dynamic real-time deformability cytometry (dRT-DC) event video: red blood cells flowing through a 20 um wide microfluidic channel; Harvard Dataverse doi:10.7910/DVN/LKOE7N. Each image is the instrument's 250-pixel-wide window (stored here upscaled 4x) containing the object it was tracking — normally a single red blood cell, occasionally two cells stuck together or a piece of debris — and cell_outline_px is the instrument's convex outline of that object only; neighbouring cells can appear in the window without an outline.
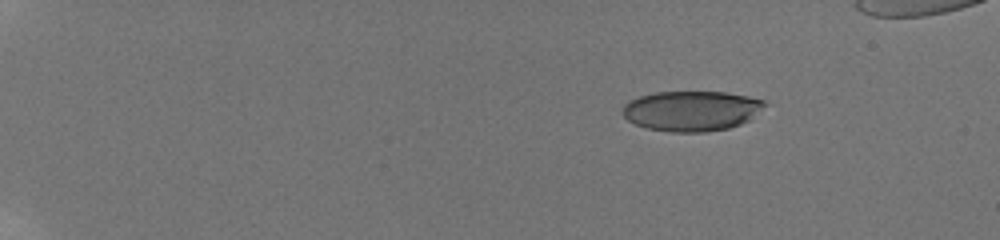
{"species": "human", "species_latin": "Homo sapiens", "temperature_condition": "room temperature", "stored_images_in_passage": 16, "camera_frame_rate_fps": 3000, "um_per_image_px": 0.085, "donor": {"sex": "male"}, "frame": {"image": 1, "passage_image": 4, "time_ms": 3.333, "image_size_px": [1000, 240], "cell_outline_px": [[768, 104], [748, 120], [740, 124], [728, 128], [704, 132], [672, 132], [648, 128], [636, 124], [628, 120], [620, 112], [624, 104], [628, 100], [640, 96], [656, 92], [728, 92], [748, 96], [764, 100]], "centroid_in_image_um": [58.76, 9.41], "position_along_channel_um": 26.2, "area_um2": 33.29}}
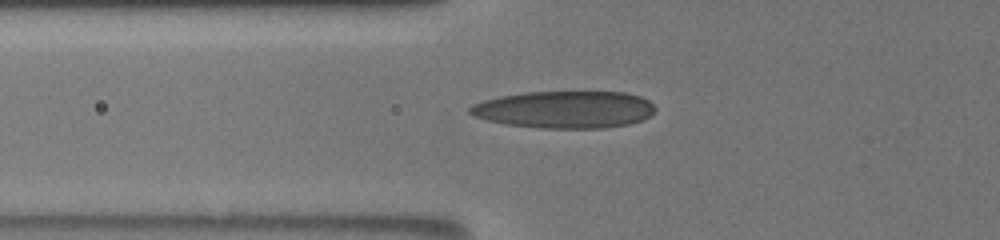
{"frame": {"image": 2, "passage_image": 12, "time_ms": 8.333, "image_size_px": [1000, 240], "cell_outline_px": [[656, 108], [648, 116], [640, 120], [628, 124], [604, 128], [540, 128], [504, 124], [488, 120], [476, 116], [468, 112], [468, 108], [472, 104], [484, 100], [500, 96], [524, 92], [628, 92], [640, 96], [648, 100]], "centroid_in_image_um": [47.98, 9.31], "position_along_channel_um": 77.8, "area_um2": 40.11}}
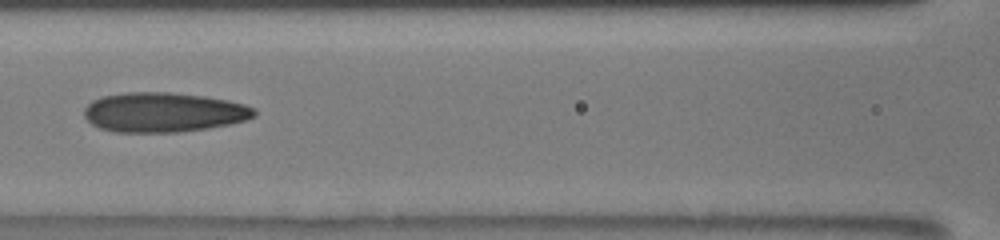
{"frame": {"image": 3, "passage_image": 15, "time_ms": 10.333, "image_size_px": [1000, 240], "cell_outline_px": [[256, 116], [232, 124], [208, 128], [176, 132], [112, 132], [100, 128], [92, 124], [84, 116], [84, 108], [92, 100], [104, 96], [128, 92], [168, 92], [204, 96], [228, 100], [244, 104], [256, 108]], "centroid_in_image_um": [13.91, 9.54], "position_along_channel_um": 152.7, "area_um2": 39.42}}